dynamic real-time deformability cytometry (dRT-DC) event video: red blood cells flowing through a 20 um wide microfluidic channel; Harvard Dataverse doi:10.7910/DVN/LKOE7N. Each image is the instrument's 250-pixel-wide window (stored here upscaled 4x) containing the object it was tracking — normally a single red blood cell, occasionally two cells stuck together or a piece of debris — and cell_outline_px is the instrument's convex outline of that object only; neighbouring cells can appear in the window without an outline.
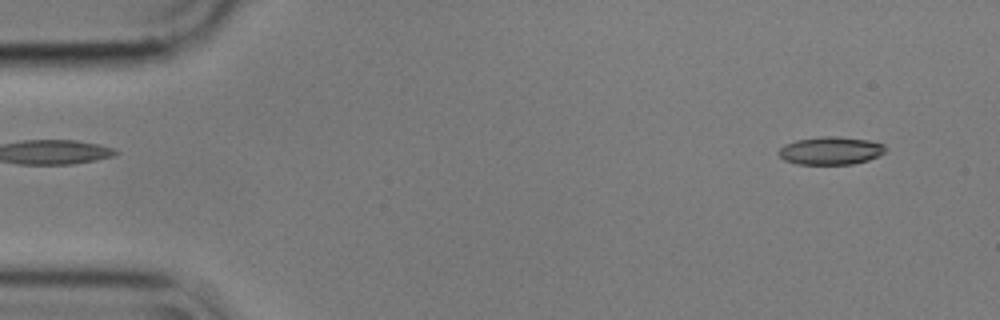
{"species": "common noctule bat (a hibernating species)", "species_latin": "Nyctalus noctula", "temperature_condition": "cold", "stored_images_in_passage": 15, "camera_frame_rate_fps": 3000, "um_per_image_px": 0.085, "animal": {"sex": "male", "body_mass_g": 17.9}, "frame": {"image": 1, "passage_image": 4, "time_ms": 1.0, "image_size_px": [1000, 320], "cell_outline_px": [[884, 152], [868, 160], [852, 164], [796, 164], [784, 160], [776, 152], [784, 144], [796, 140], [820, 136], [836, 136], [868, 140], [884, 144]], "centroid_in_image_um": [70.55, 12.8], "position_along_channel_um": 14.5, "area_um2": 17.34}}
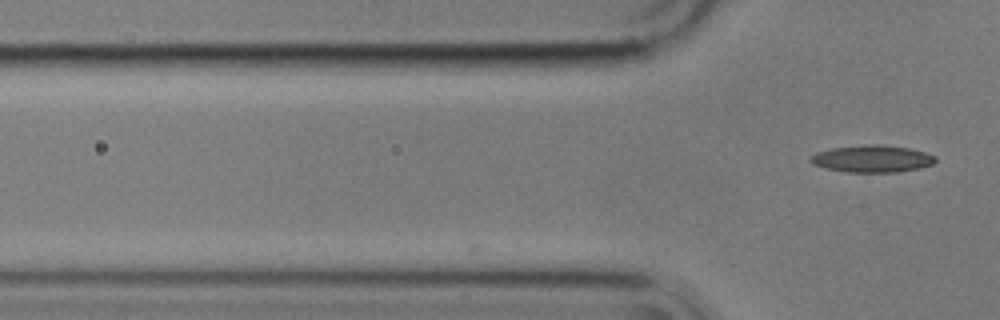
{"frame": {"image": 2, "passage_image": 15, "time_ms": 4.667, "image_size_px": [1000, 320], "cell_outline_px": [[936, 160], [932, 164], [920, 168], [896, 172], [848, 172], [828, 168], [812, 164], [808, 160], [808, 156], [816, 152], [832, 148], [864, 144], [876, 144], [908, 148], [924, 152], [936, 156]], "centroid_in_image_um": [74.09, 13.49], "position_along_channel_um": 51.7, "area_um2": 19.71}}